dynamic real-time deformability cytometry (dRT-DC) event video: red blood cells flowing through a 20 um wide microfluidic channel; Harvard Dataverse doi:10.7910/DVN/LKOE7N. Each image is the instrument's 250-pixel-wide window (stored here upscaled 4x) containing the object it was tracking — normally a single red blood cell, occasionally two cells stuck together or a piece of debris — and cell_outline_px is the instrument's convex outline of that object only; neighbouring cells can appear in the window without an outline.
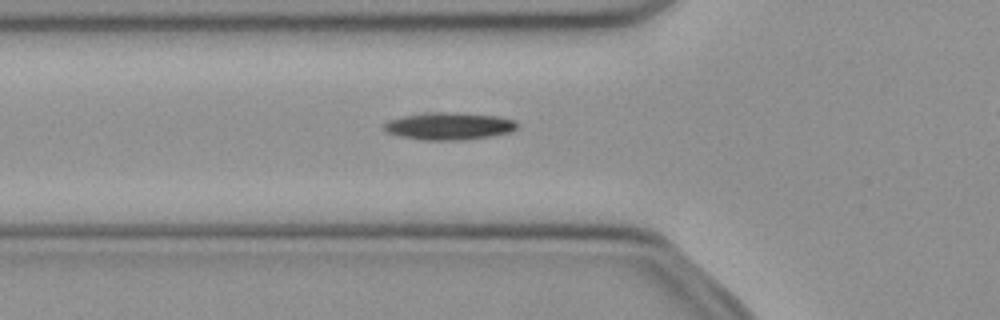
{"species": "common noctule bat (a hibernating species)", "species_latin": "Nyctalus noctula", "temperature_condition": "cold", "stored_images_in_passage": 29, "camera_frame_rate_fps": 3000, "um_per_image_px": 0.085, "animal": {"sex": "female", "body_mass_g": 21.9}, "frame": {"image": 1, "passage_image": 2, "time_ms": 0.333, "image_size_px": [1000, 320], "cell_outline_px": [[516, 128], [508, 132], [488, 136], [464, 140], [424, 140], [400, 136], [388, 132], [380, 128], [388, 120], [404, 116], [432, 112], [452, 112], [496, 116], [512, 120], [516, 124]], "centroid_in_image_um": [38.09, 10.72], "position_along_channel_um": 87.7, "area_um2": 20.87}}
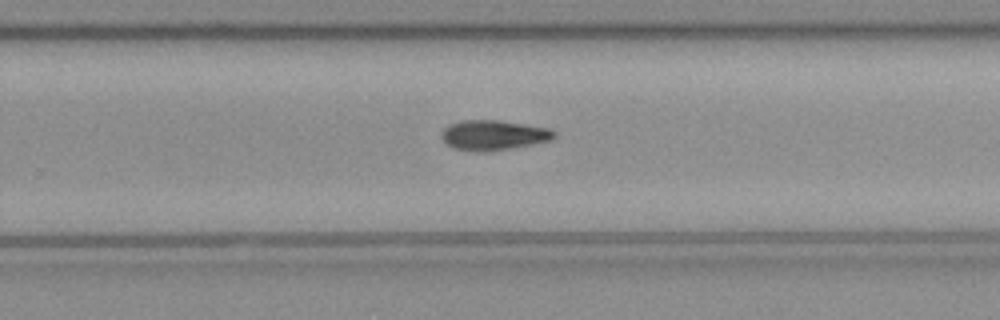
{"frame": {"image": 2, "passage_image": 17, "time_ms": 5.333, "image_size_px": [1000, 320], "cell_outline_px": [[556, 136], [552, 140], [512, 148], [488, 152], [476, 152], [452, 148], [440, 136], [440, 132], [448, 124], [460, 120], [500, 120], [548, 128], [556, 132]], "centroid_in_image_um": [41.92, 11.49], "position_along_channel_um": 287.9, "area_um2": 19.94}}
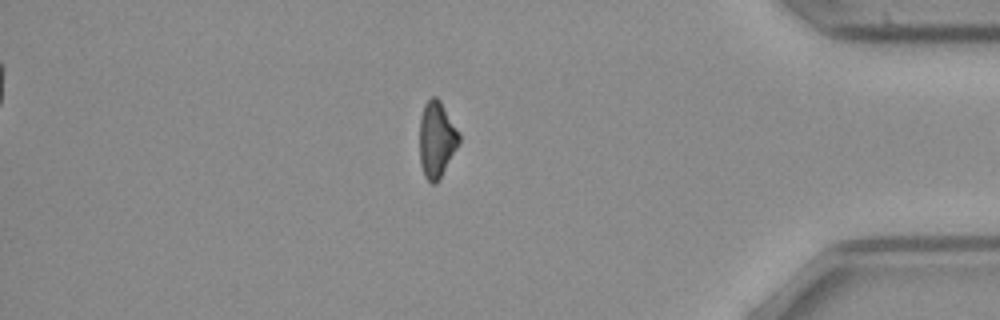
{"frame": {"image": 3, "passage_image": 28, "time_ms": 9.0, "image_size_px": [1000, 320], "cell_outline_px": [[460, 144], [440, 180], [436, 184], [432, 184], [424, 176], [420, 164], [420, 116], [424, 104], [432, 96], [436, 96], [440, 100], [460, 132]], "centroid_in_image_um": [37.14, 11.88], "position_along_channel_um": 398.1, "area_um2": 17.98}}